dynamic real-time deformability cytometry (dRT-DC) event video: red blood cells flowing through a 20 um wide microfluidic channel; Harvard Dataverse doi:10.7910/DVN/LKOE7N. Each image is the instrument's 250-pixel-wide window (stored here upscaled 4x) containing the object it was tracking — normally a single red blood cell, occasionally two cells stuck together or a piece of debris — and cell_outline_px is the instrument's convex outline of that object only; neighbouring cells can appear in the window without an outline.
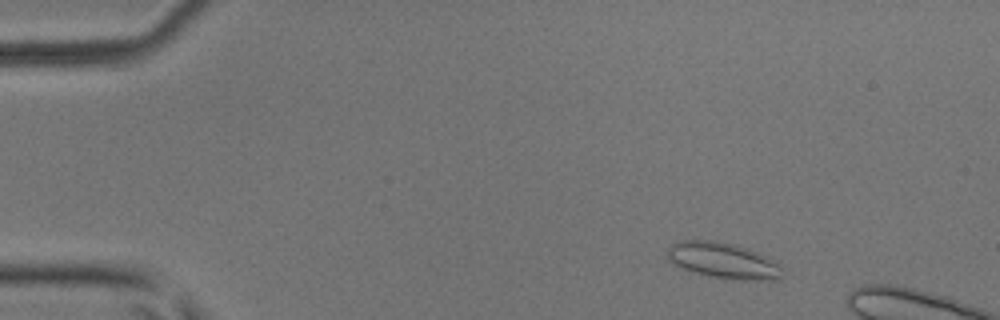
{"species": "common noctule bat (a hibernating species)", "species_latin": "Nyctalus noctula", "temperature_condition": "room temperature", "stored_images_in_passage": 5, "camera_frame_rate_fps": 3000, "um_per_image_px": 0.085, "animal": {"sex": "male", "body_mass_g": 17.9, "forearm_length_mm": 54.2}, "frame": {"image": 1, "passage_image": 2, "time_ms": 0.333, "image_size_px": [1000, 320], "cell_outline_px": [[780, 280], [732, 280], [708, 276], [692, 272], [680, 268], [668, 260], [668, 248], [672, 244], [680, 240], [716, 240], [736, 244], [748, 248], [780, 264]], "centroid_in_image_um": [61.43, 22.15], "position_along_channel_um": 23.6, "area_um2": 24.28}}